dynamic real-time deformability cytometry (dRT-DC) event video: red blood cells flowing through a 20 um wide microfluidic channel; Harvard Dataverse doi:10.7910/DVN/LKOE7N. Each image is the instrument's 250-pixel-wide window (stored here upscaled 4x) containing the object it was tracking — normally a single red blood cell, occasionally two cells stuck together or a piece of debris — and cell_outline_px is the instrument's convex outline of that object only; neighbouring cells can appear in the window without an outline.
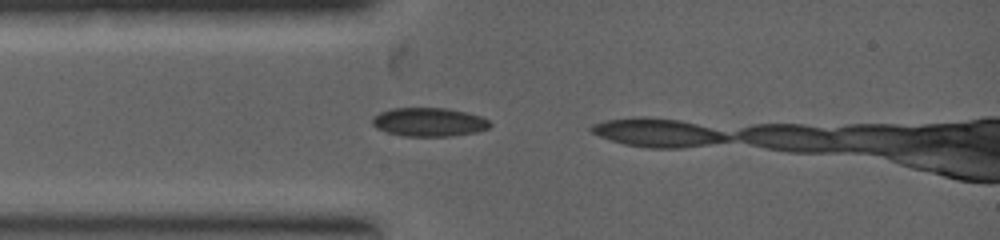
{"species": "common noctule bat (a hibernating species)", "species_latin": "Nyctalus noctula", "temperature_condition": "warm", "stored_images_in_passage": 2, "camera_frame_rate_fps": 5000, "um_per_image_px": 0.085, "animal": {"sex": "female", "body_mass_g": 19.0, "forearm_length_mm": 53.3}, "frame": {"image": 1, "passage_image": 1, "time_ms": 0.0, "image_size_px": [1000, 240], "cell_outline_px": [[492, 124], [488, 128], [476, 132], [448, 136], [404, 136], [388, 132], [376, 128], [372, 124], [372, 116], [380, 112], [392, 108], [444, 108], [468, 112], [480, 116], [488, 120]], "centroid_in_image_um": [36.45, 10.37], "position_along_channel_um": 48.6, "area_um2": 19.65}}